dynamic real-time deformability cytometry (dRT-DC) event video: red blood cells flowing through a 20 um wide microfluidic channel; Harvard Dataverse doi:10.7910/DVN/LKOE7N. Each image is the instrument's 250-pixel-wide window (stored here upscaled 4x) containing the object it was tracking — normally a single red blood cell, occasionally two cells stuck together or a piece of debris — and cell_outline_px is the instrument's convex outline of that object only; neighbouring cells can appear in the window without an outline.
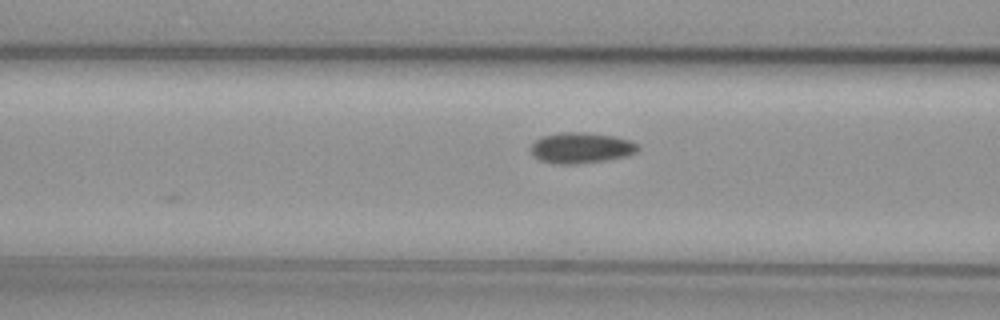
{"species": "common noctule bat (a hibernating species)", "species_latin": "Nyctalus noctula", "temperature_condition": "cold", "stored_images_in_passage": 4, "camera_frame_rate_fps": 3000, "um_per_image_px": 0.085, "animal": {"sex": "female", "body_mass_g": 29.2, "forearm_length_mm": 56.3}, "frame": {"image": 1, "passage_image": 3, "time_ms": 0.667, "image_size_px": [1000, 320], "cell_outline_px": [[640, 148], [636, 152], [628, 156], [604, 160], [576, 164], [556, 164], [540, 160], [528, 148], [540, 136], [564, 132], [580, 132], [612, 136], [628, 140], [636, 144]], "centroid_in_image_um": [49.36, 12.57], "position_along_channel_um": 117.2, "area_um2": 19.02}}
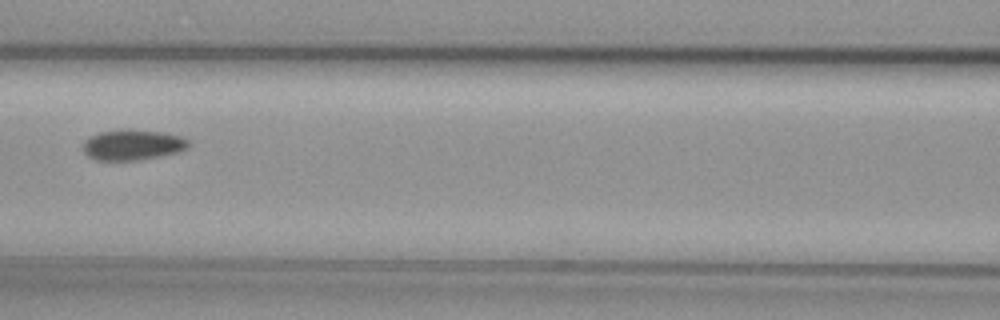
{"frame": {"image": 2, "passage_image": 4, "time_ms": 1.0, "image_size_px": [1000, 320], "cell_outline_px": [[192, 144], [188, 148], [180, 152], [140, 160], [96, 160], [88, 156], [84, 152], [84, 140], [88, 136], [100, 132], [120, 128], [128, 128], [164, 132], [180, 136], [192, 140]], "centroid_in_image_um": [11.32, 12.29], "position_along_channel_um": 155.3, "area_um2": 19.36}}